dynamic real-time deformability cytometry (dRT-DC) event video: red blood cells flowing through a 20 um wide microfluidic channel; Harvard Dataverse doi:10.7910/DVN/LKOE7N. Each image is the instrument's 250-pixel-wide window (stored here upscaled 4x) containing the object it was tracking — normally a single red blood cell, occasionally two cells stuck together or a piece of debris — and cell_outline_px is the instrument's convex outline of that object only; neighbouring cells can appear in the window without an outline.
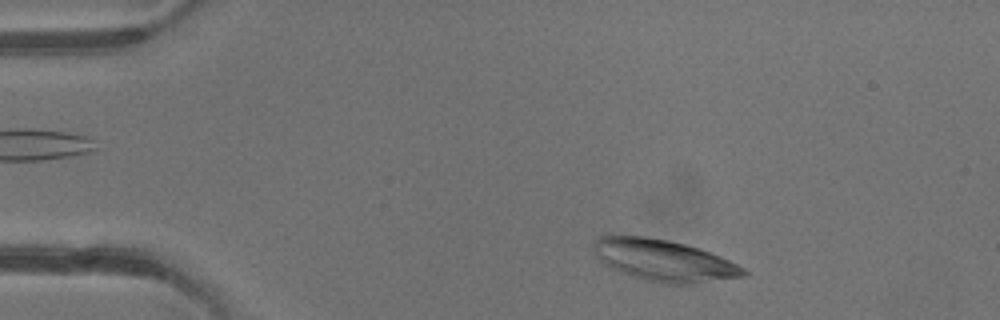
{"species": "common noctule bat (a hibernating species)", "species_latin": "Nyctalus noctula", "temperature_condition": "warm", "stored_images_in_passage": 2, "camera_frame_rate_fps": 3000, "um_per_image_px": 0.085, "animal": {"sex": "male", "body_mass_g": 13.3}, "frame": {"image": 1, "passage_image": 1, "time_ms": 0.0, "image_size_px": [1000, 320], "cell_outline_px": [[748, 276], [692, 284], [660, 284], [644, 280], [620, 272], [600, 264], [596, 256], [592, 244], [600, 236], [644, 236], [668, 240], [700, 248], [720, 256], [744, 268], [748, 272]], "centroid_in_image_um": [56.41, 22.15], "position_along_channel_um": 28.6, "area_um2": 36.65}}